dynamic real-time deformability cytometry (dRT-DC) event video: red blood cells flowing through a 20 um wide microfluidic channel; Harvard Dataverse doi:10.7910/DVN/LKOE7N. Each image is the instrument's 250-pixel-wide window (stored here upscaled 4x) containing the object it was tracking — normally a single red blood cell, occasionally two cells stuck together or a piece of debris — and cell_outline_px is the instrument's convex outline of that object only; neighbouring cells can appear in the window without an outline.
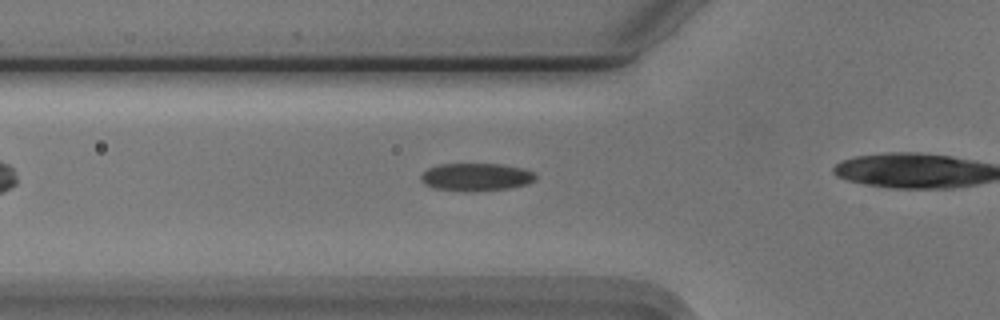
{"species": "Egyptian fruit bat (a non-hibernating species)", "species_latin": "Rousettus aegyptiacus", "temperature_condition": "cold", "stored_images_in_passage": 9, "camera_frame_rate_fps": 3000, "um_per_image_px": 0.085, "animal": {"sex": "male"}, "frame": {"image": 1, "passage_image": 4, "time_ms": 1.0, "image_size_px": [1000, 320], "cell_outline_px": [[536, 176], [528, 184], [508, 188], [476, 192], [464, 192], [432, 188], [424, 184], [420, 180], [420, 176], [428, 168], [440, 164], [500, 164], [524, 168], [536, 172]], "centroid_in_image_um": [40.45, 15.06], "position_along_channel_um": 85.3, "area_um2": 18.84}}
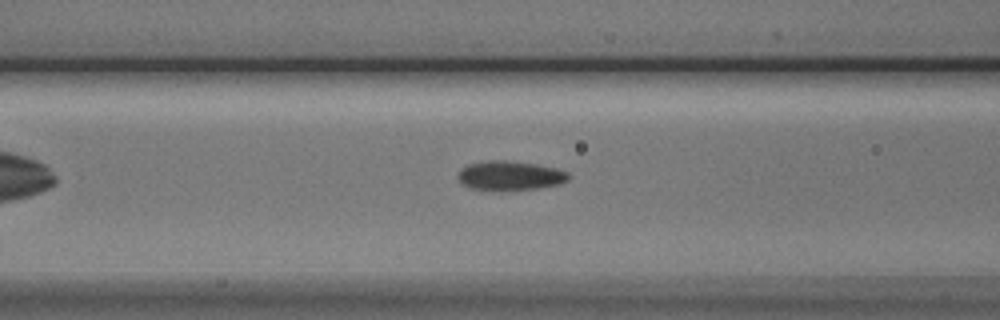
{"frame": {"image": 2, "passage_image": 7, "time_ms": 2.0, "image_size_px": [1000, 320], "cell_outline_px": [[568, 180], [560, 184], [536, 188], [500, 192], [468, 188], [460, 184], [456, 176], [460, 168], [468, 164], [488, 160], [504, 160], [536, 164], [556, 168], [568, 172]], "centroid_in_image_um": [43.27, 14.95], "position_along_channel_um": 123.3, "area_um2": 19.42}}